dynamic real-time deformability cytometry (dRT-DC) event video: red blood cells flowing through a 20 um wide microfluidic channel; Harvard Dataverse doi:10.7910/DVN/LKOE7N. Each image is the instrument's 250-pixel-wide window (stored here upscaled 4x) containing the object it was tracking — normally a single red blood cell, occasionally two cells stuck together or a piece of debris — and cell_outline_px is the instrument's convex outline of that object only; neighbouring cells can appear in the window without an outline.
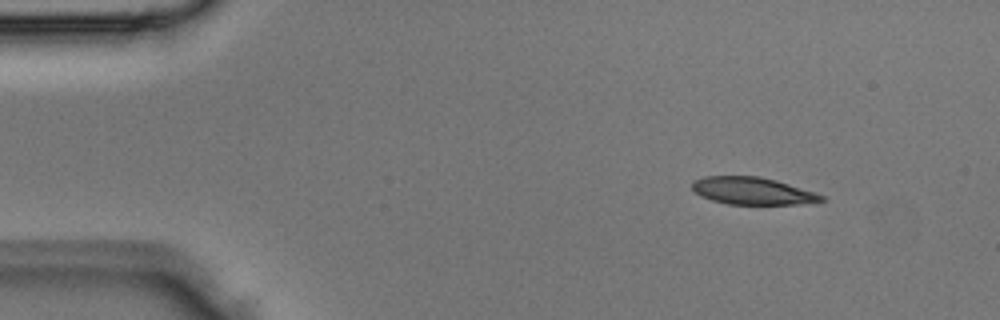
{"species": "Egyptian fruit bat (a non-hibernating species)", "species_latin": "Rousettus aegyptiacus", "temperature_condition": "room temperature", "stored_images_in_passage": 3, "segment_of_instrument_passage": [1, 2], "camera_frame_rate_fps": 3000, "um_per_image_px": 0.085, "animal": {"sex": "male"}, "frame": {"image": 1, "passage_image": 1, "time_ms": 0.0, "image_size_px": [1000, 320], "cell_outline_px": [[824, 200], [800, 204], [728, 204], [712, 200], [700, 196], [692, 188], [692, 180], [704, 176], [760, 176], [776, 180], [816, 192], [824, 196]], "centroid_in_image_um": [63.94, 16.22], "position_along_channel_um": 21.1, "area_um2": 20.58}}